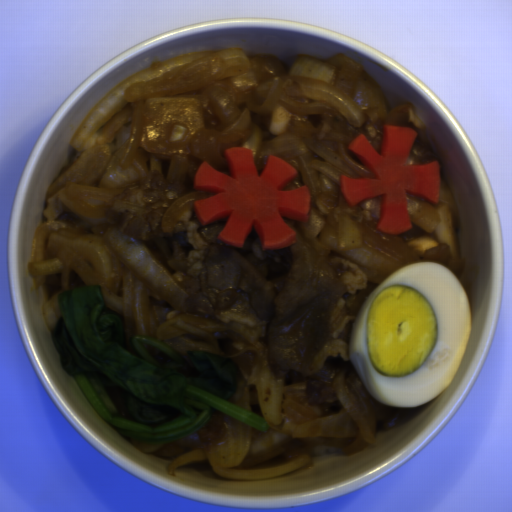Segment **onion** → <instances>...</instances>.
<instances>
[{"label": "onion", "mask_w": 512, "mask_h": 512, "mask_svg": "<svg viewBox=\"0 0 512 512\" xmlns=\"http://www.w3.org/2000/svg\"><path fill=\"white\" fill-rule=\"evenodd\" d=\"M384 117L407 119L416 138L425 129L411 105L391 107L382 90L355 58L255 55L233 47L182 54L147 66L118 82L91 110L69 143L71 154L49 188L44 219L35 228L27 266L30 279L50 290L43 311L55 329L59 296L98 286L104 309L120 318L125 338L144 336L174 351H212L216 334L235 331L255 354L250 372L237 370V392L228 400L262 416L263 431L221 413L226 430L218 444L166 457V473L201 463L220 477L270 479L298 471L308 460L285 457L292 440H305L349 455L390 431L409 407L384 405L371 395L351 358L323 405L311 404L305 383L274 374L264 353L263 325L199 315L168 259L173 232L185 210L213 191L194 187L203 163L191 145L200 128L249 131L258 176L268 157L297 171L282 187L303 185L309 210L307 233L350 260L377 287L402 267L365 247L360 202L348 204L341 175L374 176L350 150L354 138L338 136L335 122L365 126ZM185 189L161 217L163 234L137 241L109 229L91 230L108 202L154 171Z\"/></svg>", "instance_id": "1"}, {"label": "onion", "mask_w": 512, "mask_h": 512, "mask_svg": "<svg viewBox=\"0 0 512 512\" xmlns=\"http://www.w3.org/2000/svg\"><path fill=\"white\" fill-rule=\"evenodd\" d=\"M411 228L398 233L418 251H425L437 244L450 246L451 255L445 265L460 282L462 258L458 249V211L447 181L439 170V199L432 203L410 191L406 194Z\"/></svg>", "instance_id": "2"}, {"label": "onion", "mask_w": 512, "mask_h": 512, "mask_svg": "<svg viewBox=\"0 0 512 512\" xmlns=\"http://www.w3.org/2000/svg\"><path fill=\"white\" fill-rule=\"evenodd\" d=\"M131 439V438H130ZM133 443L142 451L150 454H157L158 450L165 445V443L161 444H151V443H144V442H137L133 439H131Z\"/></svg>", "instance_id": "3"}]
</instances>
